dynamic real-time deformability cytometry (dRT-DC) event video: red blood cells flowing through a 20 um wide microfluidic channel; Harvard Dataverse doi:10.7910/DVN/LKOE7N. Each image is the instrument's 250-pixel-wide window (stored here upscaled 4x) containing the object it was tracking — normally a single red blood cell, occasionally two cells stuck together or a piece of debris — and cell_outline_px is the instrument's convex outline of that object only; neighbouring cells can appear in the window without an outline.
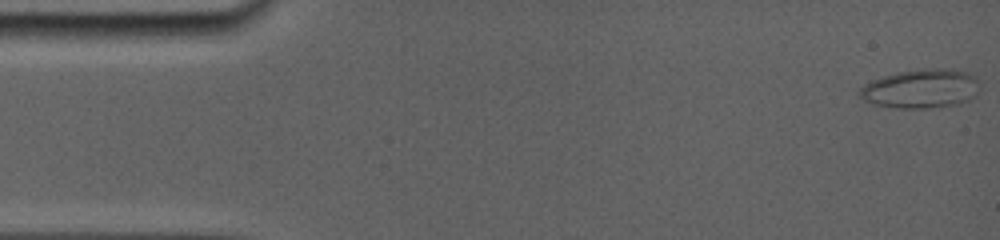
{"species": "common noctule bat (a hibernating species)", "species_latin": "Nyctalus noctula", "temperature_condition": "room temperature", "stored_images_in_passage": 11, "camera_frame_rate_fps": 5000, "um_per_image_px": 0.085, "animal": {"sex": "female", "body_mass_g": 19.0, "forearm_length_mm": 56.7}, "frame": {"image": 1, "passage_image": 1, "time_ms": 0.0, "image_size_px": [1000, 240], "cell_outline_px": [[980, 80], [976, 96], [960, 104], [928, 108], [896, 108], [876, 104], [864, 100], [856, 92], [864, 84], [872, 80], [896, 72], [924, 68], [944, 68], [968, 72], [976, 76]], "centroid_in_image_um": [78.31, 7.53], "position_along_channel_um": 6.7, "area_um2": 27.63}}
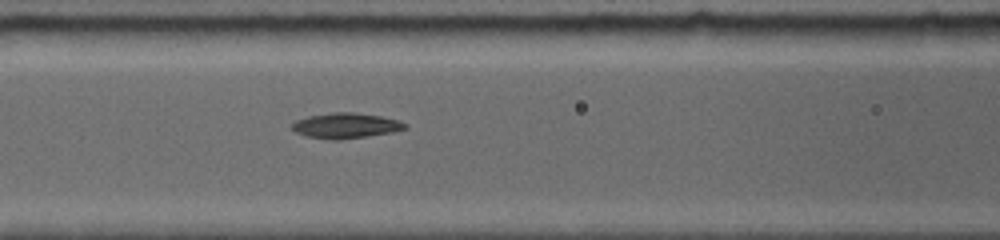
{"frame": {"image": 2, "passage_image": 7, "time_ms": 6.6, "image_size_px": [1000, 240], "cell_outline_px": [[408, 128], [392, 132], [368, 136], [340, 140], [328, 140], [304, 136], [296, 132], [292, 128], [292, 124], [296, 120], [308, 116], [332, 112], [352, 112], [380, 116], [396, 120], [408, 124]], "centroid_in_image_um": [29.37, 10.69], "position_along_channel_um": 137.2, "area_um2": 16.76}}
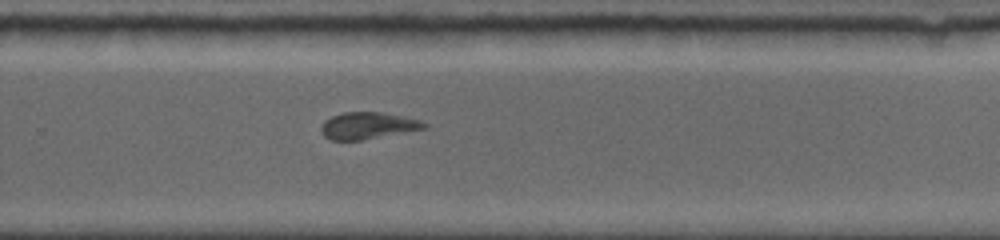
{"frame": {"image": 3, "passage_image": 11, "time_ms": 10.8, "image_size_px": [1000, 240], "cell_outline_px": [[428, 128], [360, 140], [332, 140], [324, 136], [320, 128], [324, 120], [332, 116], [344, 112], [380, 112], [404, 116], [420, 120], [428, 124]], "centroid_in_image_um": [31.27, 10.67], "position_along_channel_um": 298.5, "area_um2": 16.07}}